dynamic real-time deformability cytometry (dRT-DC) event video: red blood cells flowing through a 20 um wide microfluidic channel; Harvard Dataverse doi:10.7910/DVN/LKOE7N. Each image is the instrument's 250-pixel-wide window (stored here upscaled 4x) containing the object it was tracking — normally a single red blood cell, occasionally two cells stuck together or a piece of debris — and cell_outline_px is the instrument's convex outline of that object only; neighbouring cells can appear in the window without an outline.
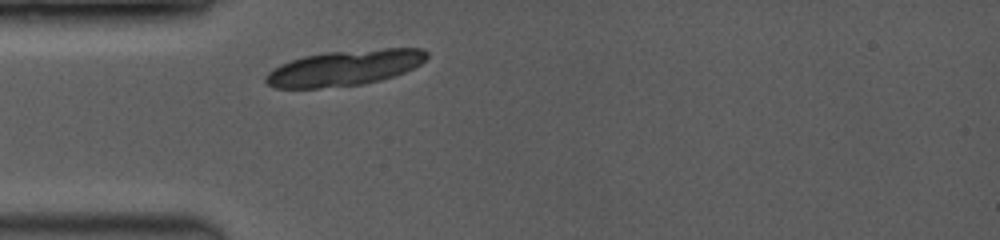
{"species": "common noctule bat (a hibernating species)", "species_latin": "Nyctalus noctula", "temperature_condition": "room temperature", "stored_images_in_passage": 1, "camera_frame_rate_fps": 3500, "um_per_image_px": 0.085, "animal": {"sex": "female", "body_mass_g": 19.0, "forearm_length_mm": 53.3}, "frame": {"image": 1, "passage_image": 1, "time_ms": 0.0, "image_size_px": [1000, 240], "cell_outline_px": [[428, 56], [420, 64], [404, 72], [380, 80], [360, 84], [316, 88], [276, 88], [268, 84], [264, 80], [264, 76], [268, 72], [280, 64], [304, 56], [324, 52], [384, 48], [424, 48], [428, 52]], "centroid_in_image_um": [29.28, 5.76], "position_along_channel_um": 55.7, "area_um2": 33.23}}